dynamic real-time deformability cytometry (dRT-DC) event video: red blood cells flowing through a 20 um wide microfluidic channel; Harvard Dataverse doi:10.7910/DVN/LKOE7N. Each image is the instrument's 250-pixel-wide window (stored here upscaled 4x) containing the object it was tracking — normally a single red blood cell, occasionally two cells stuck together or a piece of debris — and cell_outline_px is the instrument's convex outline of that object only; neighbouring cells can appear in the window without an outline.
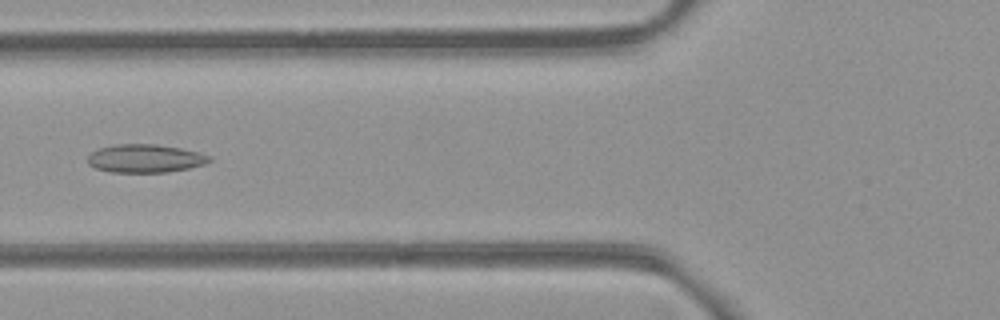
{"species": "common noctule bat (a hibernating species)", "species_latin": "Nyctalus noctula", "temperature_condition": "room temperature", "stored_images_in_passage": 53, "camera_frame_rate_fps": 3000, "um_per_image_px": 0.085, "animal": {"sex": "female", "body_mass_g": 21.9}, "frame": {"image": 1, "passage_image": 21, "time_ms": 6.667, "image_size_px": [1000, 320], "cell_outline_px": [[212, 160], [208, 164], [168, 172], [108, 172], [96, 168], [88, 164], [88, 156], [92, 152], [100, 148], [116, 144], [156, 144], [180, 148], [212, 156]], "centroid_in_image_um": [12.36, 13.47], "position_along_channel_um": 113.4, "area_um2": 20.06}}
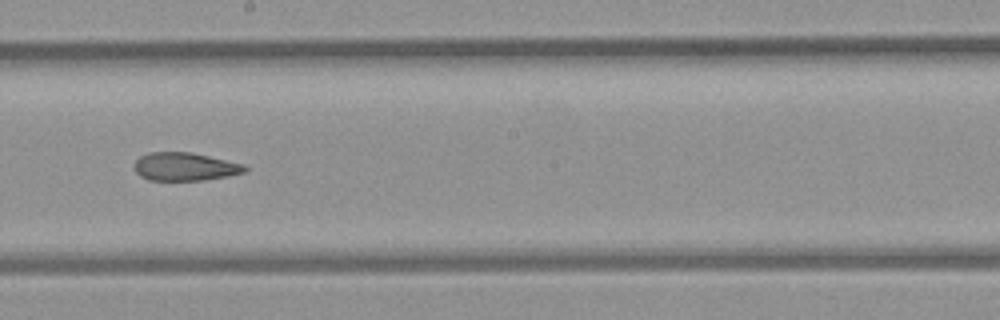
{"frame": {"image": 2, "passage_image": 30, "time_ms": 9.667, "image_size_px": [1000, 320], "cell_outline_px": [[248, 168], [244, 172], [228, 176], [204, 180], [148, 180], [140, 176], [136, 172], [136, 160], [140, 156], [148, 152], [188, 152], [208, 156], [244, 164]], "centroid_in_image_um": [15.72, 14.17], "position_along_channel_um": 232.5, "area_um2": 17.98}}
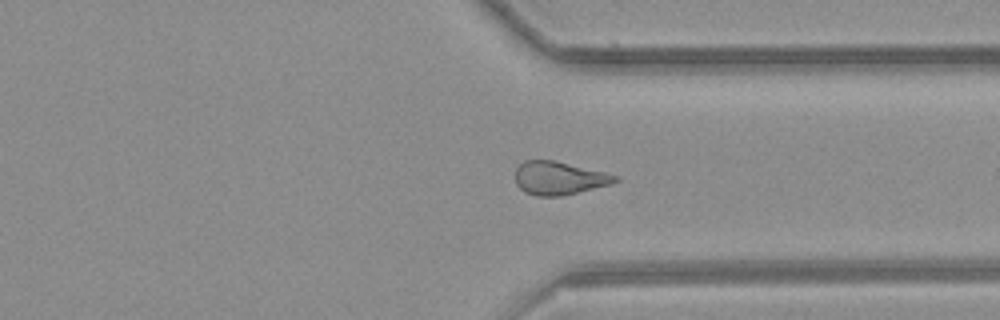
{"frame": {"image": 3, "passage_image": 40, "time_ms": 13.0, "image_size_px": [1000, 320], "cell_outline_px": [[620, 180], [608, 184], [560, 196], [536, 196], [524, 192], [516, 184], [516, 168], [524, 160], [552, 160], [604, 172], [620, 176]], "centroid_in_image_um": [47.48, 15.14], "position_along_channel_um": 363.9, "area_um2": 19.02}, "authors_computed_cell_mechanics": {"area_um2": 20.6346, "velocity_mm_per_s": 3.9606, "shape_relaxation_time_tau1_ms": null, "shape_relaxation_time_tau2_ms": 3.4996, "deformation_change_tau1": null, "deformation_change_tau2": 0.1192}}